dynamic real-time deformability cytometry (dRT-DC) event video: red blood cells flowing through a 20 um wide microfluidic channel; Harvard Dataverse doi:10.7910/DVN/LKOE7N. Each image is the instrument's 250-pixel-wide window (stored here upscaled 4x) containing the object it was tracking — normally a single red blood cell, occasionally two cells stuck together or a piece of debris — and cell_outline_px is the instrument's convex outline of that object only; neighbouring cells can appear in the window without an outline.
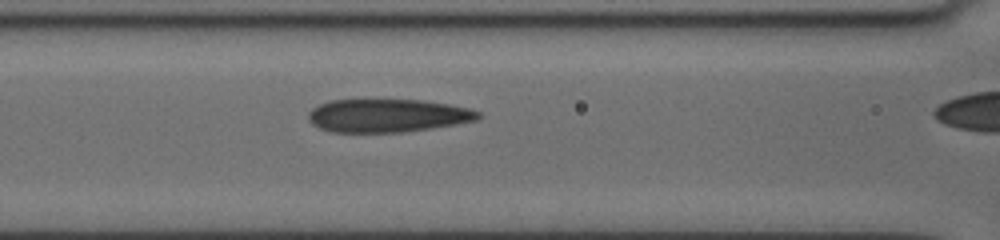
{"species": "human", "species_latin": "Homo sapiens", "temperature_condition": "cold", "stored_images_in_passage": 8, "segment_of_instrument_passage": [1, 2], "camera_frame_rate_fps": 3000, "um_per_image_px": 0.085, "donor": {"sex": "female"}, "frame": {"image": 1, "passage_image": 7, "time_ms": 5.0, "image_size_px": [1000, 240], "cell_outline_px": [[480, 116], [476, 120], [456, 124], [400, 132], [332, 132], [320, 128], [312, 124], [308, 120], [308, 112], [312, 108], [328, 100], [424, 100], [472, 108], [480, 112]], "centroid_in_image_um": [32.92, 9.82], "position_along_channel_um": 133.7, "area_um2": 32.77}}